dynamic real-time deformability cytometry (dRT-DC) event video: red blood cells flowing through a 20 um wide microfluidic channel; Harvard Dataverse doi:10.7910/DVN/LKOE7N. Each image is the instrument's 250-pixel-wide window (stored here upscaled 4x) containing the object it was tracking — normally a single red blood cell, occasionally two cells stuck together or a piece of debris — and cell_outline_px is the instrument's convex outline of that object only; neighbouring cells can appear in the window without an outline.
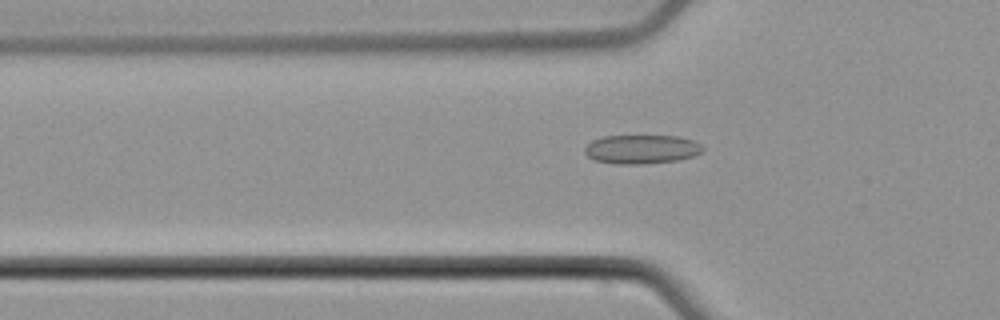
{"species": "common noctule bat (a hibernating species)", "species_latin": "Nyctalus noctula", "temperature_condition": "cold", "stored_images_in_passage": 54, "camera_frame_rate_fps": 3000, "um_per_image_px": 0.085, "animal": {"sex": "male", "body_mass_g": 21.5, "forearm_length_mm": 52.0}, "frame": {"image": 1, "passage_image": 18, "time_ms": 5.667, "image_size_px": [1000, 320], "cell_outline_px": [[704, 148], [700, 152], [692, 156], [676, 160], [644, 164], [612, 164], [596, 160], [588, 156], [584, 152], [584, 148], [592, 140], [604, 136], [680, 136], [692, 140], [700, 144]], "centroid_in_image_um": [54.5, 12.68], "position_along_channel_um": 71.3, "area_um2": 19.83}}
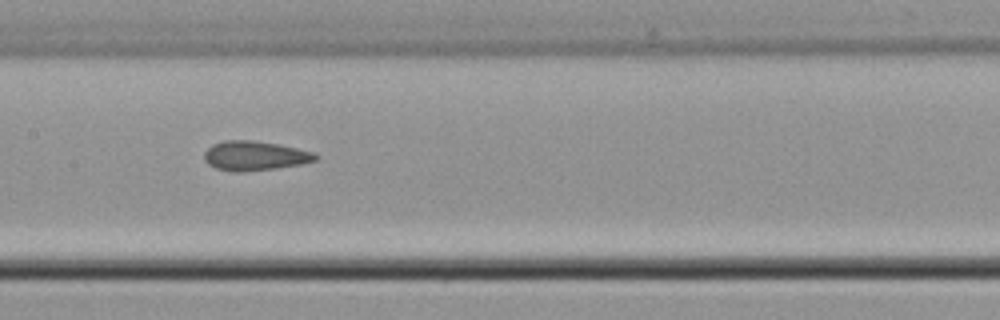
{"frame": {"image": 2, "passage_image": 27, "time_ms": 8.667, "image_size_px": [1000, 320], "cell_outline_px": [[320, 156], [316, 160], [300, 164], [276, 168], [244, 172], [232, 172], [216, 168], [208, 164], [204, 160], [204, 152], [212, 144], [224, 140], [252, 140], [280, 144], [312, 152]], "centroid_in_image_um": [21.63, 13.24], "position_along_channel_um": 185.8, "area_um2": 19.19}}
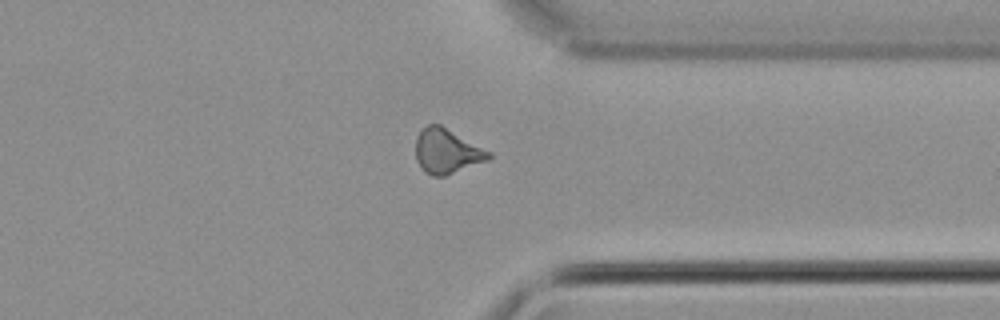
{"frame": {"image": 3, "passage_image": 42, "time_ms": 13.667, "image_size_px": [1000, 320], "cell_outline_px": [[492, 156], [488, 160], [444, 176], [432, 176], [424, 172], [420, 168], [416, 160], [416, 136], [428, 124], [440, 124], [492, 152]], "centroid_in_image_um": [37.98, 12.86], "position_along_channel_um": 373.4, "area_um2": 19.07}, "authors_computed_cell_mechanics": {"area_um2": 18.785, "velocity_mm_per_s": 3.817, "shape_relaxation_time_tau1_ms": null, "shape_relaxation_time_tau2_ms": 2.3178, "deformation_change_tau1": null, "deformation_change_tau2": 0.0962}}